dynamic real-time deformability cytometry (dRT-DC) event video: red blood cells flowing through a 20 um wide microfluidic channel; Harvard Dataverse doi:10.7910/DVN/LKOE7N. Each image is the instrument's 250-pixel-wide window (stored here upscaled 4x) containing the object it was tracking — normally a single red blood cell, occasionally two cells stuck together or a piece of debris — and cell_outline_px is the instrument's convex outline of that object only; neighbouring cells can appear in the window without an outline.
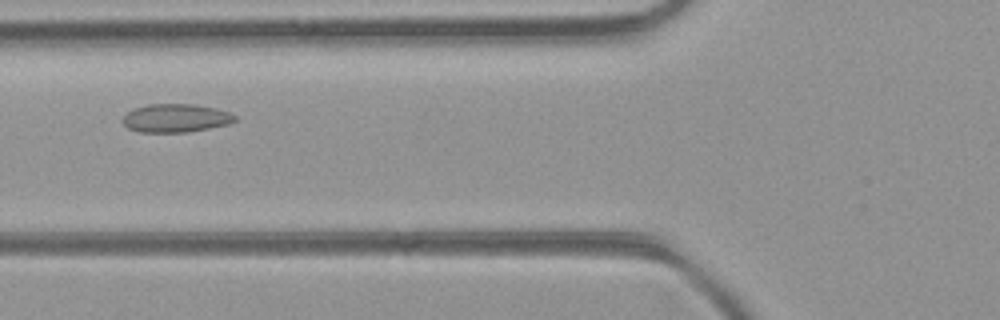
{"species": "common noctule bat (a hibernating species)", "species_latin": "Nyctalus noctula", "temperature_condition": "room temperature", "stored_images_in_passage": 41, "camera_frame_rate_fps": 3000, "um_per_image_px": 0.085, "animal": {"sex": "female", "body_mass_g": 21.9}, "frame": {"image": 1, "passage_image": 12, "time_ms": 3.667, "image_size_px": [1000, 320], "cell_outline_px": [[236, 120], [228, 124], [188, 132], [140, 132], [128, 128], [120, 120], [128, 112], [136, 108], [148, 104], [196, 104], [216, 108], [228, 112], [236, 116]], "centroid_in_image_um": [14.93, 10.03], "position_along_channel_um": 110.9, "area_um2": 18.5}}
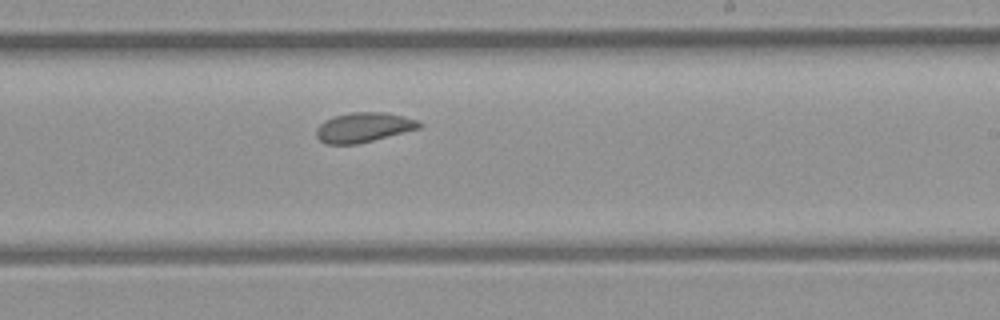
{"frame": {"image": 2, "passage_image": 22, "time_ms": 7.0, "image_size_px": [1000, 320], "cell_outline_px": [[424, 124], [420, 128], [356, 144], [324, 144], [316, 136], [316, 128], [324, 120], [332, 116], [352, 112], [384, 112], [404, 116], [420, 120]], "centroid_in_image_um": [30.9, 10.81], "position_along_channel_um": 258.1, "area_um2": 17.92}}
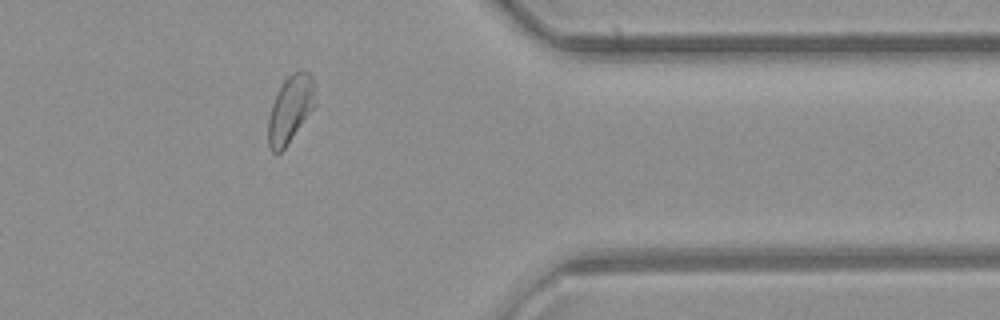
{"frame": {"image": 3, "passage_image": 32, "time_ms": 10.333, "image_size_px": [1000, 320], "cell_outline_px": [[316, 104], [284, 148], [276, 156], [268, 148], [268, 120], [272, 104], [284, 80], [292, 72], [300, 68], [308, 72], [312, 76], [316, 84]], "centroid_in_image_um": [24.7, 9.24], "position_along_channel_um": 386.7, "area_um2": 18.55}, "authors_computed_cell_mechanics": {"area_um2": 18.5538, "velocity_mm_per_s": 4.4105, "shape_relaxation_time_tau1_ms": null, "shape_relaxation_time_tau2_ms": 1.9643, "deformation_change_tau1": null, "deformation_change_tau2": 0.0675}}